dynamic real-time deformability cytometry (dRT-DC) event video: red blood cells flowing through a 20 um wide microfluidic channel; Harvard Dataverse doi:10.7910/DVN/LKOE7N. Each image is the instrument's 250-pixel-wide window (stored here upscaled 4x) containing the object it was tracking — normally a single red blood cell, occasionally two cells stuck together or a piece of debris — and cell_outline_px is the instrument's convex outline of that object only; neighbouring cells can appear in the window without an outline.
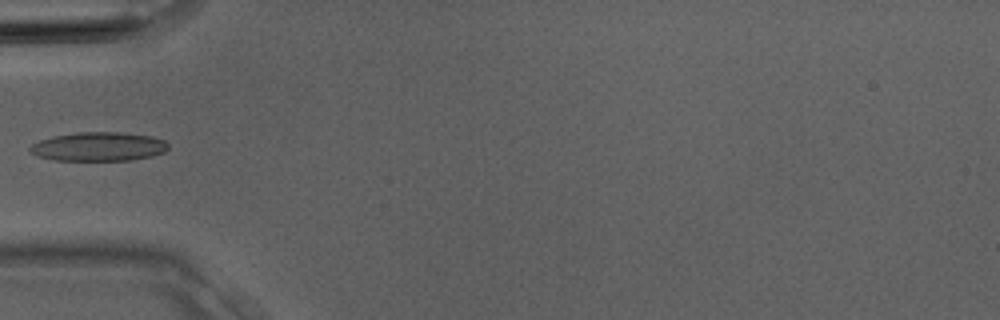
{"species": "Egyptian fruit bat (a non-hibernating species)", "species_latin": "Rousettus aegyptiacus", "temperature_condition": "room temperature", "stored_images_in_passage": 1, "camera_frame_rate_fps": 3000, "um_per_image_px": 0.085, "animal": {"sex": "male"}, "frame": {"image": 1, "passage_image": 1, "time_ms": 0.0, "image_size_px": [1000, 320], "cell_outline_px": [[168, 148], [164, 152], [152, 156], [132, 160], [52, 160], [40, 156], [32, 152], [28, 148], [32, 144], [40, 140], [52, 136], [76, 132], [120, 132], [152, 136], [164, 140], [168, 144]], "centroid_in_image_um": [8.4, 12.45], "position_along_channel_um": 76.6, "area_um2": 23.29}}